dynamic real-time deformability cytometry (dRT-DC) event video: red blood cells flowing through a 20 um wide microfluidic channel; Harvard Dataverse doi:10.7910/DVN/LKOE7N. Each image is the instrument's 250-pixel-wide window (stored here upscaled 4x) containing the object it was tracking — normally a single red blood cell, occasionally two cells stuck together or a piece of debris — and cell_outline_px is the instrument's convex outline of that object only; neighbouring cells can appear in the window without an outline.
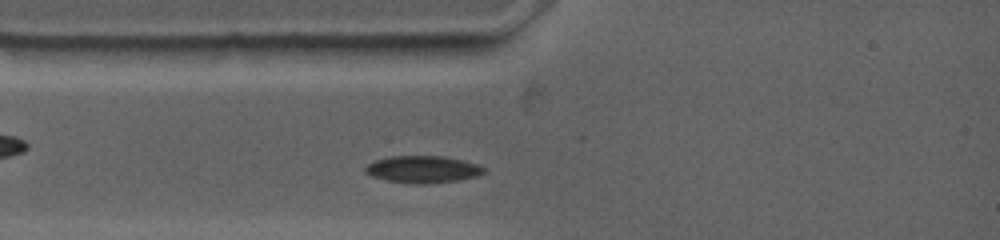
{"species": "common noctule bat (a hibernating species)", "species_latin": "Nyctalus noctula", "temperature_condition": "warm", "stored_images_in_passage": 36, "camera_frame_rate_fps": 4500, "um_per_image_px": 0.085, "animal": {"sex": "female", "body_mass_g": 19.0, "forearm_length_mm": 53.3}, "frame": {"image": 1, "passage_image": 5, "time_ms": 1.556, "image_size_px": [1000, 240], "cell_outline_px": [[484, 172], [476, 176], [460, 180], [428, 184], [412, 184], [388, 180], [372, 176], [364, 172], [364, 168], [368, 164], [376, 160], [392, 156], [440, 156], [464, 160], [476, 164], [484, 168]], "centroid_in_image_um": [35.93, 14.4], "position_along_channel_um": 49.1, "area_um2": 18.61}}
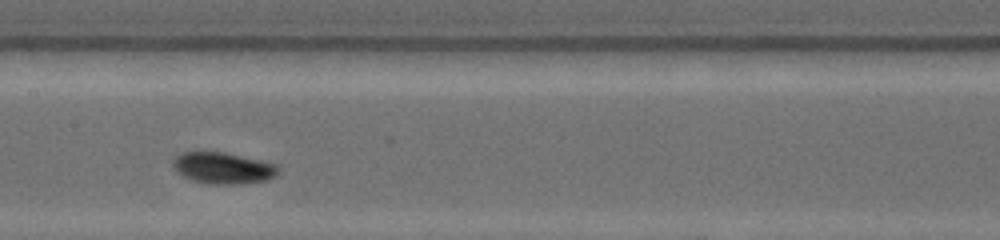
{"frame": {"image": 2, "passage_image": 19, "time_ms": 5.333, "image_size_px": [1000, 240], "cell_outline_px": [[280, 172], [276, 176], [268, 180], [240, 184], [212, 184], [192, 180], [176, 172], [172, 164], [172, 160], [180, 152], [196, 148], [224, 152], [260, 160], [276, 164], [280, 168]], "centroid_in_image_um": [18.91, 14.24], "position_along_channel_um": 188.5, "area_um2": 20.06}}
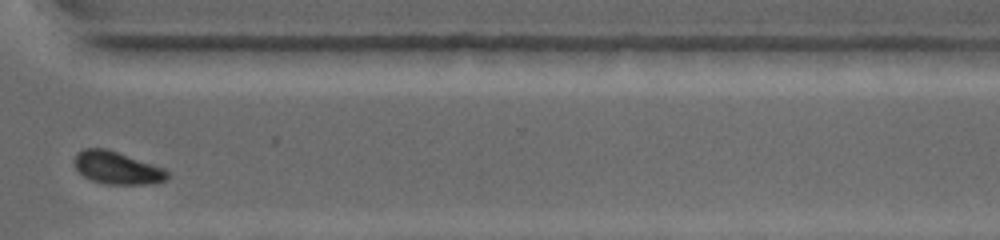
{"frame": {"image": 3, "passage_image": 35, "time_ms": 10.0, "image_size_px": [1000, 240], "cell_outline_px": [[168, 176], [164, 180], [152, 184], [108, 184], [92, 180], [84, 176], [76, 168], [72, 160], [76, 152], [84, 148], [104, 148], [164, 168], [168, 172]], "centroid_in_image_um": [9.9, 14.26], "position_along_channel_um": 360.7, "area_um2": 17.46}, "authors_computed_cell_mechanics": {"area_um2": 18.8428, "velocity_mm_per_s": 3.6728, "shape_relaxation_time_tau1_ms": 3.0469, "shape_relaxation_time_tau2_ms": null, "deformation_change_tau1": 0.0988, "deformation_change_tau2": null}}